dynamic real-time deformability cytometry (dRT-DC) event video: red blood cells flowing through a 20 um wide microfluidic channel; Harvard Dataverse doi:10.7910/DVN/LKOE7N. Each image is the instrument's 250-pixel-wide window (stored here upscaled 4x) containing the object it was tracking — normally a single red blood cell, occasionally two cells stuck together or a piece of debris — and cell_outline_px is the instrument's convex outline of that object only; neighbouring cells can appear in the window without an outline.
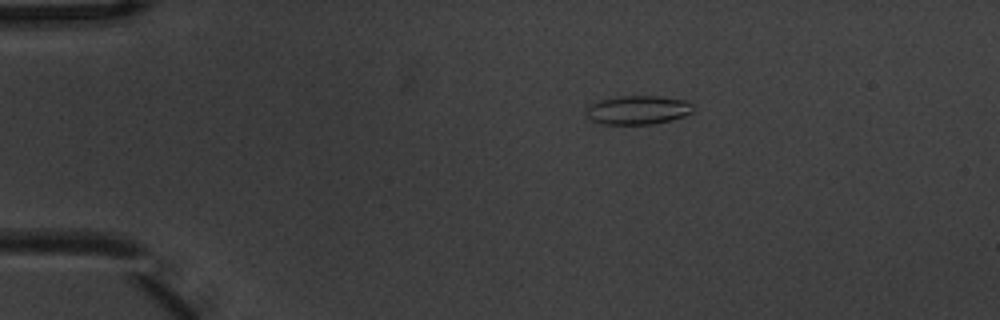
{"species": "common noctule bat (a hibernating species)", "species_latin": "Nyctalus noctula", "temperature_condition": "warm", "stored_images_in_passage": 6, "camera_frame_rate_fps": 3000, "um_per_image_px": 0.085, "animal": {"sex": "male", "body_mass_g": 20.1, "forearm_length_mm": 53.5}, "frame": {"image": 1, "passage_image": 3, "time_ms": 0.667, "image_size_px": [1000, 320], "cell_outline_px": [[692, 112], [684, 116], [672, 120], [652, 124], [600, 124], [592, 120], [588, 116], [588, 104], [600, 100], [620, 96], [656, 96], [684, 100], [692, 104]], "centroid_in_image_um": [54.22, 9.35], "position_along_channel_um": 30.8, "area_um2": 17.8}}
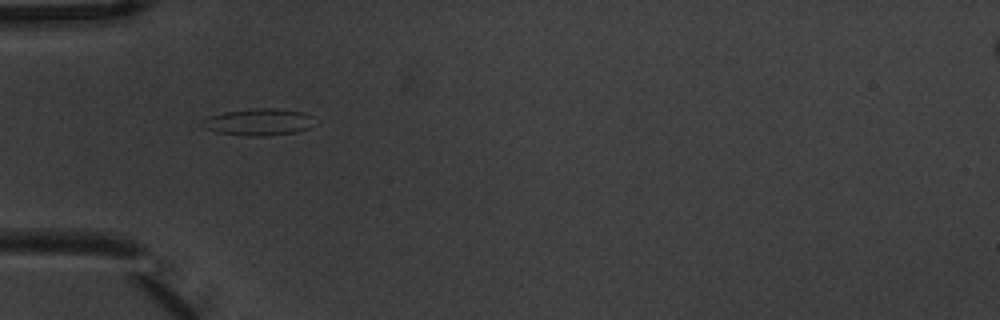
{"frame": {"image": 2, "passage_image": 5, "time_ms": 1.333, "image_size_px": [1000, 320], "cell_outline_px": [[312, 116], [308, 128], [296, 132], [264, 136], [248, 136], [220, 132], [208, 128], [200, 124], [200, 120], [208, 116], [224, 112], [252, 108], [276, 108], [304, 112]], "centroid_in_image_um": [21.94, 10.35], "position_along_channel_um": 63.1, "area_um2": 17.34}}